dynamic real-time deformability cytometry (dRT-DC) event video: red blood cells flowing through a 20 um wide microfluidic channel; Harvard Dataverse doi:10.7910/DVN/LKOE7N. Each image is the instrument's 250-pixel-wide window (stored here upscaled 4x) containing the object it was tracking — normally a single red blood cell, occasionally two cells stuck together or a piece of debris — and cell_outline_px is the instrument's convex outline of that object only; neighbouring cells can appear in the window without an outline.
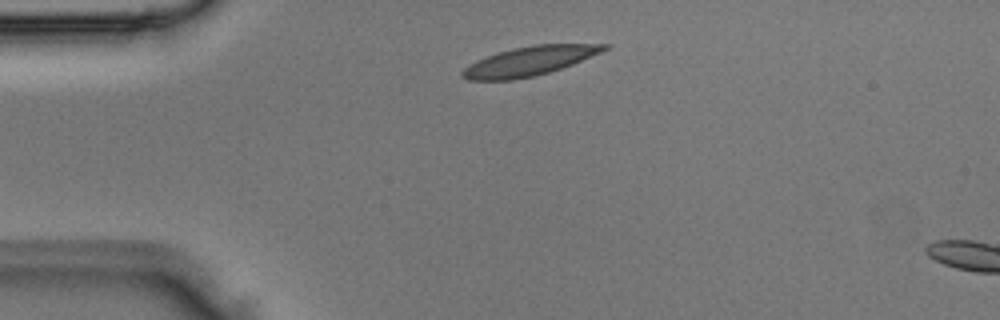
{"species": "Egyptian fruit bat (a non-hibernating species)", "species_latin": "Rousettus aegyptiacus", "temperature_condition": "room temperature", "stored_images_in_passage": 2, "camera_frame_rate_fps": 3000, "um_per_image_px": 0.085, "animal": {"sex": "male"}, "frame": {"image": 1, "passage_image": 1, "time_ms": 0.0, "image_size_px": [1000, 320], "cell_outline_px": [[612, 44], [608, 48], [600, 52], [572, 64], [548, 72], [532, 76], [512, 80], [468, 80], [460, 76], [460, 72], [468, 64], [476, 60], [512, 48], [536, 44]], "centroid_in_image_um": [44.94, 5.19], "position_along_channel_um": 40.1, "area_um2": 23.81}}